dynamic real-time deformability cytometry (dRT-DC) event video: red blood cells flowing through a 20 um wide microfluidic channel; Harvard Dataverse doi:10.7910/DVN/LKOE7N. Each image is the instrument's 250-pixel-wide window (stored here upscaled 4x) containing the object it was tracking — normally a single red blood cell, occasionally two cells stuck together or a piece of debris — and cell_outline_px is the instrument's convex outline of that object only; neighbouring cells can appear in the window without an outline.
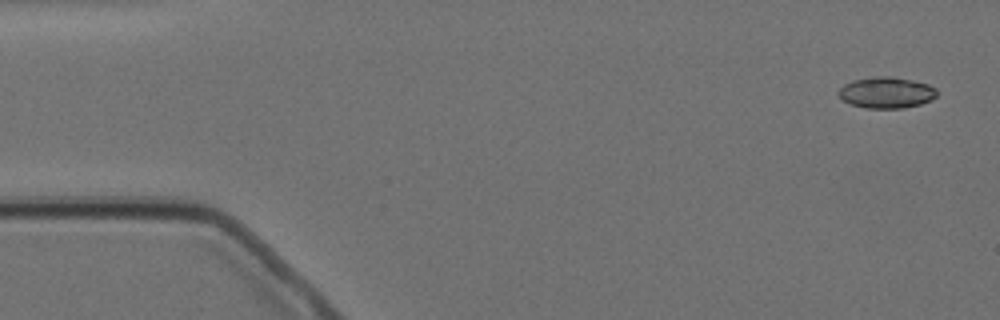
{"species": "Egyptian fruit bat (a non-hibernating species)", "species_latin": "Rousettus aegyptiacus", "temperature_condition": "cold", "stored_images_in_passage": 5, "camera_frame_rate_fps": 3000, "um_per_image_px": 0.085, "animal": {"sex": "female"}, "frame": {"image": 1, "passage_image": 1, "time_ms": 0.0, "image_size_px": [1000, 320], "cell_outline_px": [[936, 96], [932, 100], [920, 104], [904, 108], [868, 108], [852, 104], [844, 100], [836, 92], [844, 84], [852, 80], [872, 76], [892, 76], [912, 80], [928, 84], [936, 88]], "centroid_in_image_um": [75.35, 7.85], "position_along_channel_um": 9.7, "area_um2": 17.92}}
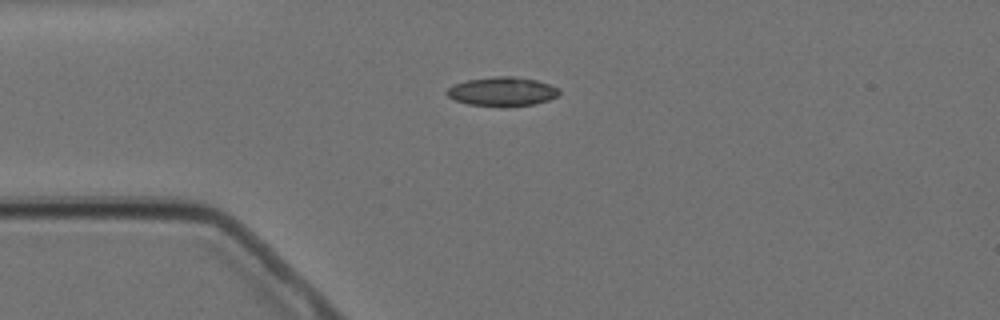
{"frame": {"image": 2, "passage_image": 4, "time_ms": 3.667, "image_size_px": [1000, 320], "cell_outline_px": [[560, 92], [556, 96], [548, 100], [532, 104], [504, 108], [468, 104], [456, 100], [448, 96], [444, 92], [452, 84], [468, 80], [492, 76], [512, 76], [536, 80], [548, 84], [556, 88]], "centroid_in_image_um": [42.63, 7.79], "position_along_channel_um": 42.4, "area_um2": 19.13}}